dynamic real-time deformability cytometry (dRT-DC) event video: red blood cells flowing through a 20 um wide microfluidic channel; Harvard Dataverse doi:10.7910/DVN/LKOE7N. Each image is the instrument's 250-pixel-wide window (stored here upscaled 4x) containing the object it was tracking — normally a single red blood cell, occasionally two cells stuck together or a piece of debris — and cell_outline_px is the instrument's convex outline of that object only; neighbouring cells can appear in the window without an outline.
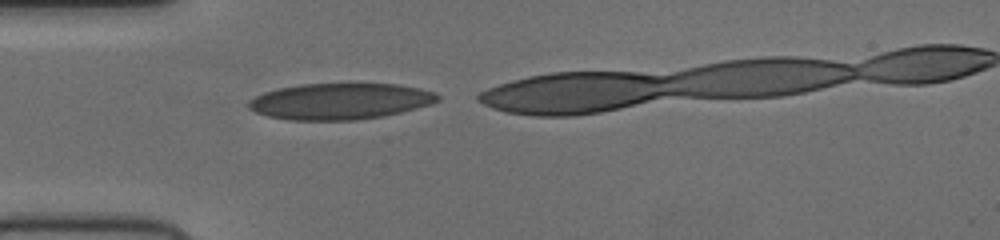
{"species": "human", "species_latin": "Homo sapiens", "temperature_condition": "cold", "stored_images_in_passage": 15, "camera_frame_rate_fps": 3000, "um_per_image_px": 0.085, "donor": {"sex": "female"}, "frame": {"image": 1, "passage_image": 1, "time_ms": 0.0, "image_size_px": [1000, 240], "cell_outline_px": [[440, 100], [428, 104], [400, 112], [384, 116], [356, 120], [288, 120], [268, 116], [256, 112], [248, 108], [248, 100], [264, 92], [280, 88], [300, 84], [396, 84], [420, 88], [436, 92], [440, 96]], "centroid_in_image_um": [28.89, 8.61], "position_along_channel_um": 56.1, "area_um2": 39.77}}
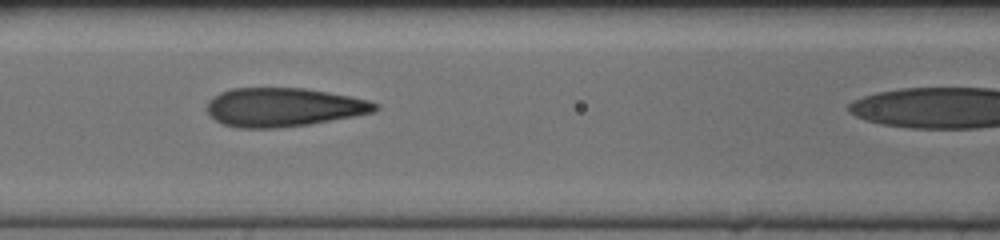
{"frame": {"image": 2, "passage_image": 8, "time_ms": 2.333, "image_size_px": [1000, 240], "cell_outline_px": [[380, 108], [372, 112], [352, 116], [308, 124], [276, 128], [236, 128], [224, 124], [216, 120], [208, 112], [208, 100], [220, 92], [232, 88], [304, 88], [348, 96], [368, 100], [380, 104]], "centroid_in_image_um": [24.08, 9.11], "position_along_channel_um": 142.5, "area_um2": 37.63}}
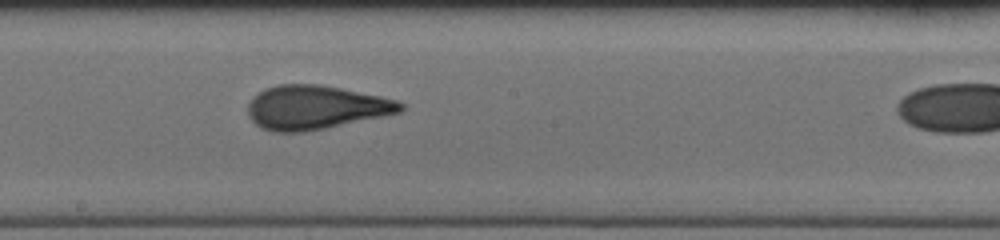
{"frame": {"image": 3, "passage_image": 14, "time_ms": 4.333, "image_size_px": [1000, 240], "cell_outline_px": [[404, 108], [400, 112], [324, 128], [300, 132], [272, 132], [260, 128], [248, 116], [248, 104], [264, 88], [276, 84], [320, 84], [380, 96], [396, 100], [404, 104]], "centroid_in_image_um": [26.79, 9.12], "position_along_channel_um": 221.4, "area_um2": 38.67}}